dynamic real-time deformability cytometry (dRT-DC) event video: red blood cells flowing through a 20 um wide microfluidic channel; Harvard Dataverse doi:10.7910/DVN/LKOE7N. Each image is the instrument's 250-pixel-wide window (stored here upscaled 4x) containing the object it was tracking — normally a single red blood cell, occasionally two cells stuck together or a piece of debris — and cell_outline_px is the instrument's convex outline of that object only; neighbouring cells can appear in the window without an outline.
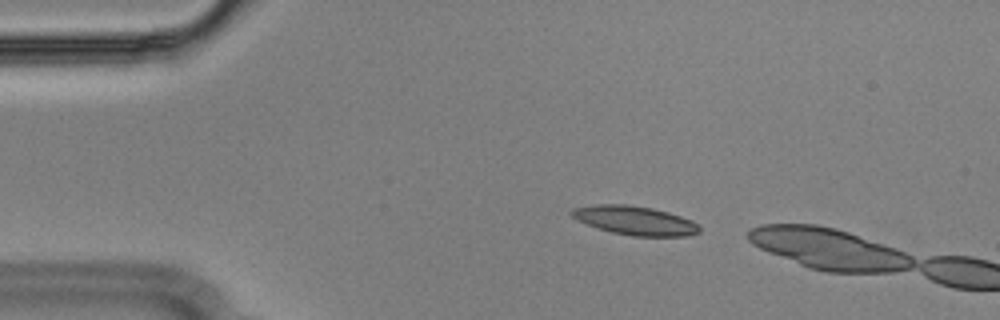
{"species": "Egyptian fruit bat (a non-hibernating species)", "species_latin": "Rousettus aegyptiacus", "temperature_condition": "cold", "stored_images_in_passage": 7, "camera_frame_rate_fps": 3000, "um_per_image_px": 0.085, "animal": {"sex": "male"}, "frame": {"image": 1, "passage_image": 4, "time_ms": 1.0, "image_size_px": [1000, 320], "cell_outline_px": [[700, 232], [688, 236], [632, 236], [612, 232], [576, 220], [568, 212], [572, 208], [596, 204], [624, 204], [652, 208], [668, 212], [692, 220], [700, 224]], "centroid_in_image_um": [53.98, 18.74], "position_along_channel_um": 31.0, "area_um2": 21.56}}